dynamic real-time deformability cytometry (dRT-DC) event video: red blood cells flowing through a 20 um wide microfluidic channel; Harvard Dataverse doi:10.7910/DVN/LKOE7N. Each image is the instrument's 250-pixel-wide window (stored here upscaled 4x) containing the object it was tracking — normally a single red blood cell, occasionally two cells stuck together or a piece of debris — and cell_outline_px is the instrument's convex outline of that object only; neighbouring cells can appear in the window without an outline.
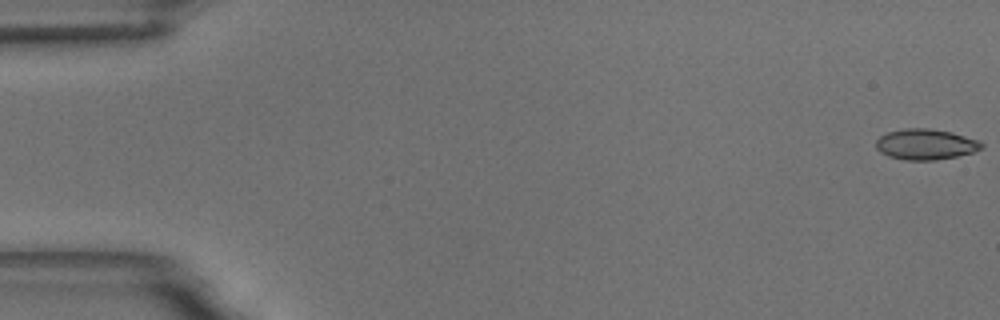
{"species": "common noctule bat (a hibernating species)", "species_latin": "Nyctalus noctula", "temperature_condition": "room temperature", "stored_images_in_passage": 11, "camera_frame_rate_fps": 3000, "um_per_image_px": 0.085, "animal": {"sex": "male", "body_mass_g": 18.8}, "frame": {"image": 1, "passage_image": 1, "time_ms": 0.0, "image_size_px": [1000, 320], "cell_outline_px": [[984, 148], [972, 152], [956, 156], [936, 160], [904, 160], [888, 156], [880, 152], [876, 148], [876, 140], [880, 136], [888, 132], [904, 128], [928, 128], [952, 132], [980, 140], [984, 144]], "centroid_in_image_um": [78.69, 12.26], "position_along_channel_um": 6.3, "area_um2": 19.02}}